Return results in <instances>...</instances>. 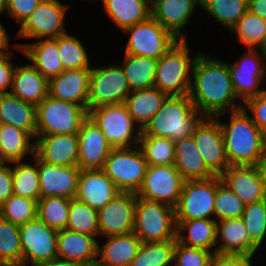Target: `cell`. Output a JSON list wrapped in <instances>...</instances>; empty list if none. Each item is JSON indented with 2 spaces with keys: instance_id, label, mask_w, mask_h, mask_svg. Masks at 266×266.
Instances as JSON below:
<instances>
[{
  "instance_id": "1",
  "label": "cell",
  "mask_w": 266,
  "mask_h": 266,
  "mask_svg": "<svg viewBox=\"0 0 266 266\" xmlns=\"http://www.w3.org/2000/svg\"><path fill=\"white\" fill-rule=\"evenodd\" d=\"M189 97L203 117L221 118L224 113L242 108L235 103L237 95L228 63L200 52L192 67Z\"/></svg>"
},
{
  "instance_id": "2",
  "label": "cell",
  "mask_w": 266,
  "mask_h": 266,
  "mask_svg": "<svg viewBox=\"0 0 266 266\" xmlns=\"http://www.w3.org/2000/svg\"><path fill=\"white\" fill-rule=\"evenodd\" d=\"M228 123L220 122L229 166H256L264 150L263 132L243 108L230 112Z\"/></svg>"
},
{
  "instance_id": "3",
  "label": "cell",
  "mask_w": 266,
  "mask_h": 266,
  "mask_svg": "<svg viewBox=\"0 0 266 266\" xmlns=\"http://www.w3.org/2000/svg\"><path fill=\"white\" fill-rule=\"evenodd\" d=\"M203 118L189 95H170L141 134L165 137L176 142L191 136Z\"/></svg>"
},
{
  "instance_id": "4",
  "label": "cell",
  "mask_w": 266,
  "mask_h": 266,
  "mask_svg": "<svg viewBox=\"0 0 266 266\" xmlns=\"http://www.w3.org/2000/svg\"><path fill=\"white\" fill-rule=\"evenodd\" d=\"M187 40H178L157 61L153 87L170 95H188L192 67L197 58L189 56Z\"/></svg>"
},
{
  "instance_id": "5",
  "label": "cell",
  "mask_w": 266,
  "mask_h": 266,
  "mask_svg": "<svg viewBox=\"0 0 266 266\" xmlns=\"http://www.w3.org/2000/svg\"><path fill=\"white\" fill-rule=\"evenodd\" d=\"M176 228L175 208L137 197L133 233L142 243L176 240Z\"/></svg>"
},
{
  "instance_id": "6",
  "label": "cell",
  "mask_w": 266,
  "mask_h": 266,
  "mask_svg": "<svg viewBox=\"0 0 266 266\" xmlns=\"http://www.w3.org/2000/svg\"><path fill=\"white\" fill-rule=\"evenodd\" d=\"M87 118L85 107L48 95L36 106V135L78 134Z\"/></svg>"
},
{
  "instance_id": "7",
  "label": "cell",
  "mask_w": 266,
  "mask_h": 266,
  "mask_svg": "<svg viewBox=\"0 0 266 266\" xmlns=\"http://www.w3.org/2000/svg\"><path fill=\"white\" fill-rule=\"evenodd\" d=\"M88 117L102 130L106 141L113 148L139 145L141 128H135L137 124L124 103L92 108L88 110Z\"/></svg>"
},
{
  "instance_id": "8",
  "label": "cell",
  "mask_w": 266,
  "mask_h": 266,
  "mask_svg": "<svg viewBox=\"0 0 266 266\" xmlns=\"http://www.w3.org/2000/svg\"><path fill=\"white\" fill-rule=\"evenodd\" d=\"M147 168L145 155L138 145L131 148H113L102 170L120 191L137 193Z\"/></svg>"
},
{
  "instance_id": "9",
  "label": "cell",
  "mask_w": 266,
  "mask_h": 266,
  "mask_svg": "<svg viewBox=\"0 0 266 266\" xmlns=\"http://www.w3.org/2000/svg\"><path fill=\"white\" fill-rule=\"evenodd\" d=\"M129 34L124 54L146 56L158 60L178 39L152 16L147 20L126 28Z\"/></svg>"
},
{
  "instance_id": "10",
  "label": "cell",
  "mask_w": 266,
  "mask_h": 266,
  "mask_svg": "<svg viewBox=\"0 0 266 266\" xmlns=\"http://www.w3.org/2000/svg\"><path fill=\"white\" fill-rule=\"evenodd\" d=\"M130 92L121 65L92 66L88 110L101 105L122 104Z\"/></svg>"
},
{
  "instance_id": "11",
  "label": "cell",
  "mask_w": 266,
  "mask_h": 266,
  "mask_svg": "<svg viewBox=\"0 0 266 266\" xmlns=\"http://www.w3.org/2000/svg\"><path fill=\"white\" fill-rule=\"evenodd\" d=\"M215 196L216 175L208 179L184 181L175 207V220L214 219Z\"/></svg>"
},
{
  "instance_id": "12",
  "label": "cell",
  "mask_w": 266,
  "mask_h": 266,
  "mask_svg": "<svg viewBox=\"0 0 266 266\" xmlns=\"http://www.w3.org/2000/svg\"><path fill=\"white\" fill-rule=\"evenodd\" d=\"M22 265L36 266L58 257L57 233L40 219L36 218L19 225ZM29 265V266H30Z\"/></svg>"
},
{
  "instance_id": "13",
  "label": "cell",
  "mask_w": 266,
  "mask_h": 266,
  "mask_svg": "<svg viewBox=\"0 0 266 266\" xmlns=\"http://www.w3.org/2000/svg\"><path fill=\"white\" fill-rule=\"evenodd\" d=\"M68 6L60 0H43L20 25L17 37L57 38L68 33L64 28Z\"/></svg>"
},
{
  "instance_id": "14",
  "label": "cell",
  "mask_w": 266,
  "mask_h": 266,
  "mask_svg": "<svg viewBox=\"0 0 266 266\" xmlns=\"http://www.w3.org/2000/svg\"><path fill=\"white\" fill-rule=\"evenodd\" d=\"M184 181L173 164L148 165L143 183L136 195L175 208L179 202Z\"/></svg>"
},
{
  "instance_id": "15",
  "label": "cell",
  "mask_w": 266,
  "mask_h": 266,
  "mask_svg": "<svg viewBox=\"0 0 266 266\" xmlns=\"http://www.w3.org/2000/svg\"><path fill=\"white\" fill-rule=\"evenodd\" d=\"M245 52L234 64L228 63L234 91L243 103L263 91L260 87L266 58V52L262 49H248Z\"/></svg>"
},
{
  "instance_id": "16",
  "label": "cell",
  "mask_w": 266,
  "mask_h": 266,
  "mask_svg": "<svg viewBox=\"0 0 266 266\" xmlns=\"http://www.w3.org/2000/svg\"><path fill=\"white\" fill-rule=\"evenodd\" d=\"M136 199V193L121 191L98 210L100 236L110 237L133 232Z\"/></svg>"
},
{
  "instance_id": "17",
  "label": "cell",
  "mask_w": 266,
  "mask_h": 266,
  "mask_svg": "<svg viewBox=\"0 0 266 266\" xmlns=\"http://www.w3.org/2000/svg\"><path fill=\"white\" fill-rule=\"evenodd\" d=\"M192 136L207 167L220 176L229 167V163L219 121L204 117L195 127Z\"/></svg>"
},
{
  "instance_id": "18",
  "label": "cell",
  "mask_w": 266,
  "mask_h": 266,
  "mask_svg": "<svg viewBox=\"0 0 266 266\" xmlns=\"http://www.w3.org/2000/svg\"><path fill=\"white\" fill-rule=\"evenodd\" d=\"M81 169L76 166L51 165L38 158L40 198L63 196L75 198Z\"/></svg>"
},
{
  "instance_id": "19",
  "label": "cell",
  "mask_w": 266,
  "mask_h": 266,
  "mask_svg": "<svg viewBox=\"0 0 266 266\" xmlns=\"http://www.w3.org/2000/svg\"><path fill=\"white\" fill-rule=\"evenodd\" d=\"M79 156L77 166L81 170L103 169L113 147L106 141L102 130L88 117L78 131Z\"/></svg>"
},
{
  "instance_id": "20",
  "label": "cell",
  "mask_w": 266,
  "mask_h": 266,
  "mask_svg": "<svg viewBox=\"0 0 266 266\" xmlns=\"http://www.w3.org/2000/svg\"><path fill=\"white\" fill-rule=\"evenodd\" d=\"M35 155L43 162L58 166H76L79 156L77 134L36 135Z\"/></svg>"
},
{
  "instance_id": "21",
  "label": "cell",
  "mask_w": 266,
  "mask_h": 266,
  "mask_svg": "<svg viewBox=\"0 0 266 266\" xmlns=\"http://www.w3.org/2000/svg\"><path fill=\"white\" fill-rule=\"evenodd\" d=\"M91 68L64 70L49 80V96L88 110Z\"/></svg>"
},
{
  "instance_id": "22",
  "label": "cell",
  "mask_w": 266,
  "mask_h": 266,
  "mask_svg": "<svg viewBox=\"0 0 266 266\" xmlns=\"http://www.w3.org/2000/svg\"><path fill=\"white\" fill-rule=\"evenodd\" d=\"M197 6V0H151V16L178 40H187L182 30Z\"/></svg>"
},
{
  "instance_id": "23",
  "label": "cell",
  "mask_w": 266,
  "mask_h": 266,
  "mask_svg": "<svg viewBox=\"0 0 266 266\" xmlns=\"http://www.w3.org/2000/svg\"><path fill=\"white\" fill-rule=\"evenodd\" d=\"M220 177L245 204L266 199V186L257 166H229Z\"/></svg>"
},
{
  "instance_id": "24",
  "label": "cell",
  "mask_w": 266,
  "mask_h": 266,
  "mask_svg": "<svg viewBox=\"0 0 266 266\" xmlns=\"http://www.w3.org/2000/svg\"><path fill=\"white\" fill-rule=\"evenodd\" d=\"M119 192L121 191L102 169L81 170L75 198L98 211Z\"/></svg>"
},
{
  "instance_id": "25",
  "label": "cell",
  "mask_w": 266,
  "mask_h": 266,
  "mask_svg": "<svg viewBox=\"0 0 266 266\" xmlns=\"http://www.w3.org/2000/svg\"><path fill=\"white\" fill-rule=\"evenodd\" d=\"M216 239V253L220 254L254 256L259 249L250 240L241 218L218 220Z\"/></svg>"
},
{
  "instance_id": "26",
  "label": "cell",
  "mask_w": 266,
  "mask_h": 266,
  "mask_svg": "<svg viewBox=\"0 0 266 266\" xmlns=\"http://www.w3.org/2000/svg\"><path fill=\"white\" fill-rule=\"evenodd\" d=\"M98 239L94 236L65 228L57 233L58 258L75 261L84 266H95Z\"/></svg>"
},
{
  "instance_id": "27",
  "label": "cell",
  "mask_w": 266,
  "mask_h": 266,
  "mask_svg": "<svg viewBox=\"0 0 266 266\" xmlns=\"http://www.w3.org/2000/svg\"><path fill=\"white\" fill-rule=\"evenodd\" d=\"M31 61V64L48 80L58 76L64 67L58 53L57 38H41L33 43L12 44Z\"/></svg>"
},
{
  "instance_id": "28",
  "label": "cell",
  "mask_w": 266,
  "mask_h": 266,
  "mask_svg": "<svg viewBox=\"0 0 266 266\" xmlns=\"http://www.w3.org/2000/svg\"><path fill=\"white\" fill-rule=\"evenodd\" d=\"M105 238V244L101 245L98 242L95 266H129L142 245L141 240L133 232Z\"/></svg>"
},
{
  "instance_id": "29",
  "label": "cell",
  "mask_w": 266,
  "mask_h": 266,
  "mask_svg": "<svg viewBox=\"0 0 266 266\" xmlns=\"http://www.w3.org/2000/svg\"><path fill=\"white\" fill-rule=\"evenodd\" d=\"M11 94L37 106L49 95V80L31 63L15 67Z\"/></svg>"
},
{
  "instance_id": "30",
  "label": "cell",
  "mask_w": 266,
  "mask_h": 266,
  "mask_svg": "<svg viewBox=\"0 0 266 266\" xmlns=\"http://www.w3.org/2000/svg\"><path fill=\"white\" fill-rule=\"evenodd\" d=\"M174 154L173 165L185 181L215 176L198 152L192 135L175 142Z\"/></svg>"
},
{
  "instance_id": "31",
  "label": "cell",
  "mask_w": 266,
  "mask_h": 266,
  "mask_svg": "<svg viewBox=\"0 0 266 266\" xmlns=\"http://www.w3.org/2000/svg\"><path fill=\"white\" fill-rule=\"evenodd\" d=\"M0 124H9L36 139V106L11 93L0 94Z\"/></svg>"
},
{
  "instance_id": "32",
  "label": "cell",
  "mask_w": 266,
  "mask_h": 266,
  "mask_svg": "<svg viewBox=\"0 0 266 266\" xmlns=\"http://www.w3.org/2000/svg\"><path fill=\"white\" fill-rule=\"evenodd\" d=\"M101 2L107 16L122 32L151 16V0H101Z\"/></svg>"
},
{
  "instance_id": "33",
  "label": "cell",
  "mask_w": 266,
  "mask_h": 266,
  "mask_svg": "<svg viewBox=\"0 0 266 266\" xmlns=\"http://www.w3.org/2000/svg\"><path fill=\"white\" fill-rule=\"evenodd\" d=\"M176 226V239L181 244L208 251L214 249L213 251L216 253L217 221L215 219L176 221Z\"/></svg>"
},
{
  "instance_id": "34",
  "label": "cell",
  "mask_w": 266,
  "mask_h": 266,
  "mask_svg": "<svg viewBox=\"0 0 266 266\" xmlns=\"http://www.w3.org/2000/svg\"><path fill=\"white\" fill-rule=\"evenodd\" d=\"M169 95L156 87L131 91L124 104L141 130L162 107Z\"/></svg>"
},
{
  "instance_id": "35",
  "label": "cell",
  "mask_w": 266,
  "mask_h": 266,
  "mask_svg": "<svg viewBox=\"0 0 266 266\" xmlns=\"http://www.w3.org/2000/svg\"><path fill=\"white\" fill-rule=\"evenodd\" d=\"M28 132L11 126L0 124V143L2 163L22 161L27 154L35 155V141Z\"/></svg>"
},
{
  "instance_id": "36",
  "label": "cell",
  "mask_w": 266,
  "mask_h": 266,
  "mask_svg": "<svg viewBox=\"0 0 266 266\" xmlns=\"http://www.w3.org/2000/svg\"><path fill=\"white\" fill-rule=\"evenodd\" d=\"M123 58L121 67L131 91L153 87L158 60L130 54H124Z\"/></svg>"
},
{
  "instance_id": "37",
  "label": "cell",
  "mask_w": 266,
  "mask_h": 266,
  "mask_svg": "<svg viewBox=\"0 0 266 266\" xmlns=\"http://www.w3.org/2000/svg\"><path fill=\"white\" fill-rule=\"evenodd\" d=\"M32 158L33 163L11 162L12 165L15 164L12 167V188L14 195L38 201L40 199L38 157L34 155Z\"/></svg>"
},
{
  "instance_id": "38",
  "label": "cell",
  "mask_w": 266,
  "mask_h": 266,
  "mask_svg": "<svg viewBox=\"0 0 266 266\" xmlns=\"http://www.w3.org/2000/svg\"><path fill=\"white\" fill-rule=\"evenodd\" d=\"M240 43L248 49H262L265 52L266 20L247 11L230 29Z\"/></svg>"
},
{
  "instance_id": "39",
  "label": "cell",
  "mask_w": 266,
  "mask_h": 266,
  "mask_svg": "<svg viewBox=\"0 0 266 266\" xmlns=\"http://www.w3.org/2000/svg\"><path fill=\"white\" fill-rule=\"evenodd\" d=\"M175 240L142 243L129 266H173Z\"/></svg>"
},
{
  "instance_id": "40",
  "label": "cell",
  "mask_w": 266,
  "mask_h": 266,
  "mask_svg": "<svg viewBox=\"0 0 266 266\" xmlns=\"http://www.w3.org/2000/svg\"><path fill=\"white\" fill-rule=\"evenodd\" d=\"M71 199L63 196L40 198L37 202V218L57 231L67 226Z\"/></svg>"
},
{
  "instance_id": "41",
  "label": "cell",
  "mask_w": 266,
  "mask_h": 266,
  "mask_svg": "<svg viewBox=\"0 0 266 266\" xmlns=\"http://www.w3.org/2000/svg\"><path fill=\"white\" fill-rule=\"evenodd\" d=\"M139 147L142 149L148 165L174 164L175 142L169 138L141 134Z\"/></svg>"
},
{
  "instance_id": "42",
  "label": "cell",
  "mask_w": 266,
  "mask_h": 266,
  "mask_svg": "<svg viewBox=\"0 0 266 266\" xmlns=\"http://www.w3.org/2000/svg\"><path fill=\"white\" fill-rule=\"evenodd\" d=\"M201 8L230 31L248 11V0H208Z\"/></svg>"
},
{
  "instance_id": "43",
  "label": "cell",
  "mask_w": 266,
  "mask_h": 266,
  "mask_svg": "<svg viewBox=\"0 0 266 266\" xmlns=\"http://www.w3.org/2000/svg\"><path fill=\"white\" fill-rule=\"evenodd\" d=\"M66 228L94 237H98V235L100 236L98 211L92 209L86 203H83L76 198H72Z\"/></svg>"
},
{
  "instance_id": "44",
  "label": "cell",
  "mask_w": 266,
  "mask_h": 266,
  "mask_svg": "<svg viewBox=\"0 0 266 266\" xmlns=\"http://www.w3.org/2000/svg\"><path fill=\"white\" fill-rule=\"evenodd\" d=\"M245 203L216 175L215 220L241 218Z\"/></svg>"
},
{
  "instance_id": "45",
  "label": "cell",
  "mask_w": 266,
  "mask_h": 266,
  "mask_svg": "<svg viewBox=\"0 0 266 266\" xmlns=\"http://www.w3.org/2000/svg\"><path fill=\"white\" fill-rule=\"evenodd\" d=\"M87 50L76 37L63 34L58 37V53L65 70L92 68Z\"/></svg>"
},
{
  "instance_id": "46",
  "label": "cell",
  "mask_w": 266,
  "mask_h": 266,
  "mask_svg": "<svg viewBox=\"0 0 266 266\" xmlns=\"http://www.w3.org/2000/svg\"><path fill=\"white\" fill-rule=\"evenodd\" d=\"M0 264H22L19 225L0 217Z\"/></svg>"
},
{
  "instance_id": "47",
  "label": "cell",
  "mask_w": 266,
  "mask_h": 266,
  "mask_svg": "<svg viewBox=\"0 0 266 266\" xmlns=\"http://www.w3.org/2000/svg\"><path fill=\"white\" fill-rule=\"evenodd\" d=\"M37 202L12 194L0 205V217L16 225L25 224L37 218Z\"/></svg>"
},
{
  "instance_id": "48",
  "label": "cell",
  "mask_w": 266,
  "mask_h": 266,
  "mask_svg": "<svg viewBox=\"0 0 266 266\" xmlns=\"http://www.w3.org/2000/svg\"><path fill=\"white\" fill-rule=\"evenodd\" d=\"M241 219L250 240L260 248L266 240V199L245 204Z\"/></svg>"
},
{
  "instance_id": "49",
  "label": "cell",
  "mask_w": 266,
  "mask_h": 266,
  "mask_svg": "<svg viewBox=\"0 0 266 266\" xmlns=\"http://www.w3.org/2000/svg\"><path fill=\"white\" fill-rule=\"evenodd\" d=\"M214 251L189 247L175 240L173 266H211Z\"/></svg>"
},
{
  "instance_id": "50",
  "label": "cell",
  "mask_w": 266,
  "mask_h": 266,
  "mask_svg": "<svg viewBox=\"0 0 266 266\" xmlns=\"http://www.w3.org/2000/svg\"><path fill=\"white\" fill-rule=\"evenodd\" d=\"M244 110H250L251 119L264 133L266 132V88L256 97L246 100L242 104Z\"/></svg>"
},
{
  "instance_id": "51",
  "label": "cell",
  "mask_w": 266,
  "mask_h": 266,
  "mask_svg": "<svg viewBox=\"0 0 266 266\" xmlns=\"http://www.w3.org/2000/svg\"><path fill=\"white\" fill-rule=\"evenodd\" d=\"M42 1L43 0H7L6 14L21 25Z\"/></svg>"
},
{
  "instance_id": "52",
  "label": "cell",
  "mask_w": 266,
  "mask_h": 266,
  "mask_svg": "<svg viewBox=\"0 0 266 266\" xmlns=\"http://www.w3.org/2000/svg\"><path fill=\"white\" fill-rule=\"evenodd\" d=\"M13 52L14 51H9L0 54V94L10 93L12 88L15 67L10 60L12 59V54H14Z\"/></svg>"
},
{
  "instance_id": "53",
  "label": "cell",
  "mask_w": 266,
  "mask_h": 266,
  "mask_svg": "<svg viewBox=\"0 0 266 266\" xmlns=\"http://www.w3.org/2000/svg\"><path fill=\"white\" fill-rule=\"evenodd\" d=\"M253 256L215 253L211 266H253Z\"/></svg>"
},
{
  "instance_id": "54",
  "label": "cell",
  "mask_w": 266,
  "mask_h": 266,
  "mask_svg": "<svg viewBox=\"0 0 266 266\" xmlns=\"http://www.w3.org/2000/svg\"><path fill=\"white\" fill-rule=\"evenodd\" d=\"M12 185V167L0 163V205L13 194Z\"/></svg>"
},
{
  "instance_id": "55",
  "label": "cell",
  "mask_w": 266,
  "mask_h": 266,
  "mask_svg": "<svg viewBox=\"0 0 266 266\" xmlns=\"http://www.w3.org/2000/svg\"><path fill=\"white\" fill-rule=\"evenodd\" d=\"M248 11L266 20V0H248Z\"/></svg>"
},
{
  "instance_id": "56",
  "label": "cell",
  "mask_w": 266,
  "mask_h": 266,
  "mask_svg": "<svg viewBox=\"0 0 266 266\" xmlns=\"http://www.w3.org/2000/svg\"><path fill=\"white\" fill-rule=\"evenodd\" d=\"M10 43L12 44V42H10V37L8 36L6 29L0 22V54L12 51V49L10 48L13 46L10 45Z\"/></svg>"
},
{
  "instance_id": "57",
  "label": "cell",
  "mask_w": 266,
  "mask_h": 266,
  "mask_svg": "<svg viewBox=\"0 0 266 266\" xmlns=\"http://www.w3.org/2000/svg\"><path fill=\"white\" fill-rule=\"evenodd\" d=\"M36 266H84L81 263L75 262V261H69V260H64L60 258H56L52 261H49L47 263L39 264Z\"/></svg>"
},
{
  "instance_id": "58",
  "label": "cell",
  "mask_w": 266,
  "mask_h": 266,
  "mask_svg": "<svg viewBox=\"0 0 266 266\" xmlns=\"http://www.w3.org/2000/svg\"><path fill=\"white\" fill-rule=\"evenodd\" d=\"M256 166L266 186V150H263Z\"/></svg>"
},
{
  "instance_id": "59",
  "label": "cell",
  "mask_w": 266,
  "mask_h": 266,
  "mask_svg": "<svg viewBox=\"0 0 266 266\" xmlns=\"http://www.w3.org/2000/svg\"><path fill=\"white\" fill-rule=\"evenodd\" d=\"M7 8V0H0V15L6 11Z\"/></svg>"
},
{
  "instance_id": "60",
  "label": "cell",
  "mask_w": 266,
  "mask_h": 266,
  "mask_svg": "<svg viewBox=\"0 0 266 266\" xmlns=\"http://www.w3.org/2000/svg\"><path fill=\"white\" fill-rule=\"evenodd\" d=\"M265 61H266V58H265ZM264 78H266V62L264 63V77H263V82H262V84H264V81H265V83H266V79H264Z\"/></svg>"
},
{
  "instance_id": "61",
  "label": "cell",
  "mask_w": 266,
  "mask_h": 266,
  "mask_svg": "<svg viewBox=\"0 0 266 266\" xmlns=\"http://www.w3.org/2000/svg\"><path fill=\"white\" fill-rule=\"evenodd\" d=\"M0 266H24L22 264H0Z\"/></svg>"
},
{
  "instance_id": "62",
  "label": "cell",
  "mask_w": 266,
  "mask_h": 266,
  "mask_svg": "<svg viewBox=\"0 0 266 266\" xmlns=\"http://www.w3.org/2000/svg\"><path fill=\"white\" fill-rule=\"evenodd\" d=\"M264 150H266V132L263 133Z\"/></svg>"
},
{
  "instance_id": "63",
  "label": "cell",
  "mask_w": 266,
  "mask_h": 266,
  "mask_svg": "<svg viewBox=\"0 0 266 266\" xmlns=\"http://www.w3.org/2000/svg\"><path fill=\"white\" fill-rule=\"evenodd\" d=\"M208 0H197L198 4L200 5V7Z\"/></svg>"
},
{
  "instance_id": "64",
  "label": "cell",
  "mask_w": 266,
  "mask_h": 266,
  "mask_svg": "<svg viewBox=\"0 0 266 266\" xmlns=\"http://www.w3.org/2000/svg\"><path fill=\"white\" fill-rule=\"evenodd\" d=\"M0 163H2V150H1V143H0Z\"/></svg>"
}]
</instances>
